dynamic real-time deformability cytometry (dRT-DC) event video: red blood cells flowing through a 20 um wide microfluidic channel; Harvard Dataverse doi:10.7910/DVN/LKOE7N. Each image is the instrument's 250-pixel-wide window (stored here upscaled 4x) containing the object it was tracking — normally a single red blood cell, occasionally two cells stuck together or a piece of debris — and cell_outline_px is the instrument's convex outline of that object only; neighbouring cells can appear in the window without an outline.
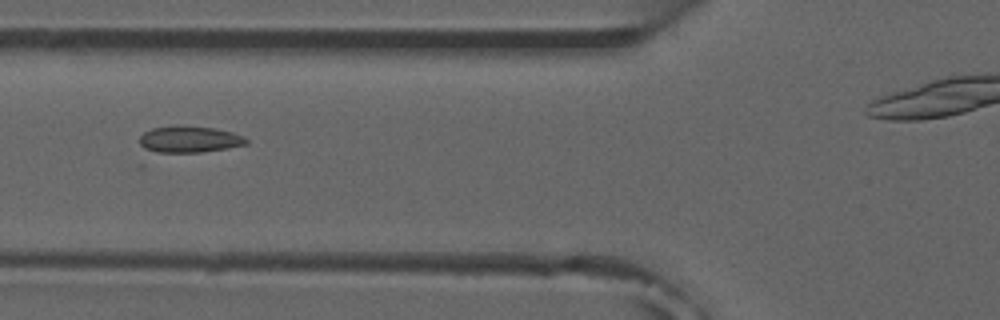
{"species": "common noctule bat (a hibernating species)", "species_latin": "Nyctalus noctula", "temperature_condition": "room temperature", "stored_images_in_passage": 9, "camera_frame_rate_fps": 3000, "um_per_image_px": 0.085, "animal": {"sex": "male", "forearm_length_mm": 52.5}, "frame": {"image": 1, "passage_image": 6, "time_ms": 6.0, "image_size_px": [1000, 320], "cell_outline_px": [[248, 144], [228, 148], [200, 152], [152, 156], [148, 156], [140, 144], [140, 136], [144, 132], [152, 128], [176, 124], [180, 124], [212, 128], [232, 132], [244, 136], [248, 140]], "centroid_in_image_um": [15.96, 11.89], "position_along_channel_um": 109.8, "area_um2": 17.69}}
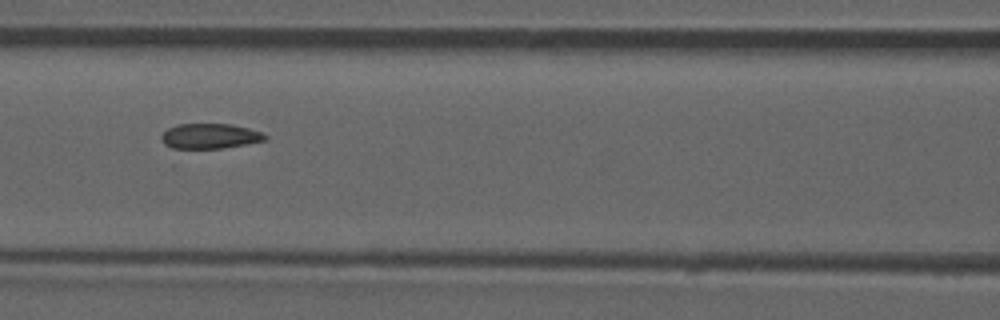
{"frame": {"image": 2, "passage_image": 7, "time_ms": 7.0, "image_size_px": [1000, 320], "cell_outline_px": [[268, 140], [220, 148], [172, 148], [164, 144], [160, 136], [168, 128], [176, 124], [232, 124], [248, 128], [260, 132], [268, 136]], "centroid_in_image_um": [17.83, 11.56], "position_along_channel_um": 148.8, "area_um2": 15.09}}